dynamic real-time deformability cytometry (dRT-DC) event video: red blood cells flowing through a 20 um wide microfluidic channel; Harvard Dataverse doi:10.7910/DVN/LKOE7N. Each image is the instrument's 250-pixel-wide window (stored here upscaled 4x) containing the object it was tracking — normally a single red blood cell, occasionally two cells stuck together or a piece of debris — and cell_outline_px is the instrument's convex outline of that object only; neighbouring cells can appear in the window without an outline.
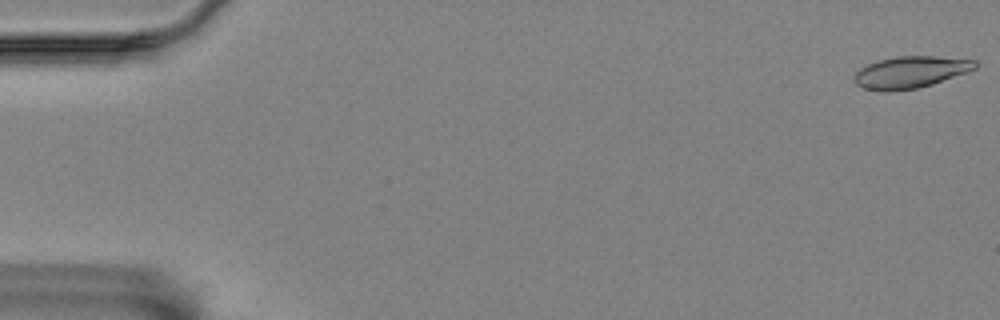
{"species": "Egyptian fruit bat (a non-hibernating species)", "species_latin": "Rousettus aegyptiacus", "temperature_condition": "room temperature", "stored_images_in_passage": 56, "camera_frame_rate_fps": 3000, "um_per_image_px": 0.085, "animal": {"sex": "female"}, "frame": {"image": 1, "passage_image": 1, "time_ms": 0.0, "image_size_px": [1000, 320], "cell_outline_px": [[976, 68], [968, 72], [932, 84], [916, 88], [888, 92], [884, 92], [864, 88], [856, 84], [852, 76], [860, 68], [868, 64], [880, 60], [896, 56], [936, 56], [976, 60]], "centroid_in_image_um": [77.37, 6.14], "position_along_channel_um": 7.6, "area_um2": 22.43}}
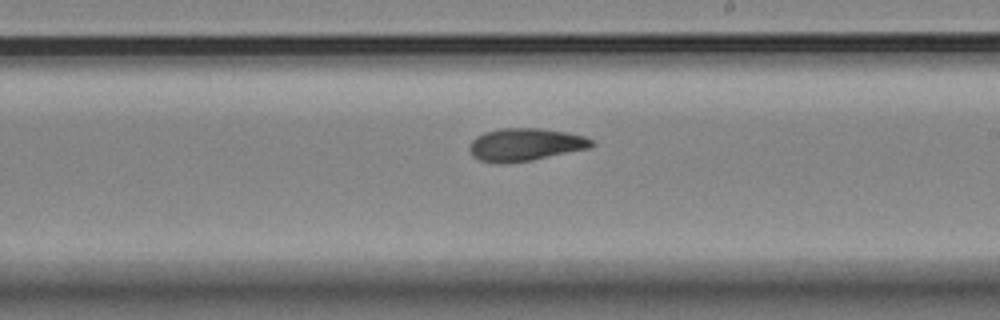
{"frame": {"image": 2, "passage_image": 33, "time_ms": 10.667, "image_size_px": [1000, 320], "cell_outline_px": [[596, 144], [588, 148], [532, 160], [504, 164], [492, 164], [480, 160], [472, 156], [468, 148], [472, 140], [476, 136], [484, 132], [500, 128], [540, 128], [564, 132], [584, 136], [592, 140]], "centroid_in_image_um": [44.58, 12.3], "position_along_channel_um": 244.4, "area_um2": 23.41}}
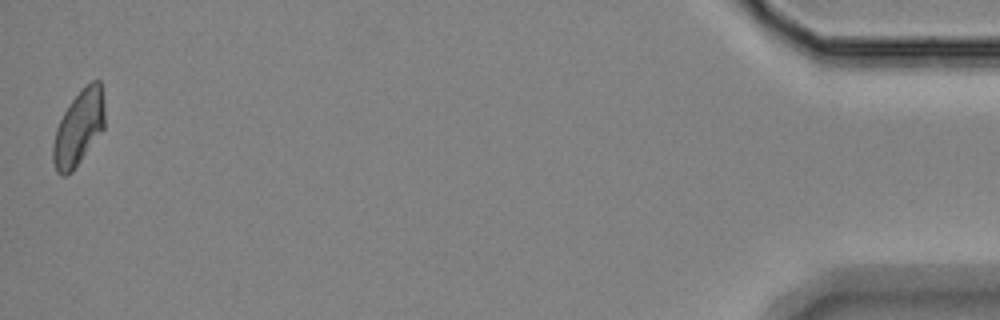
{"frame": {"image": 3, "passage_image": 56, "time_ms": 18.333, "image_size_px": [1000, 320], "cell_outline_px": [[104, 128], [72, 172], [64, 176], [60, 176], [56, 172], [52, 160], [52, 144], [56, 128], [64, 112], [72, 100], [92, 80], [100, 80], [104, 100]], "centroid_in_image_um": [6.67, 10.91], "position_along_channel_um": 428.5, "area_um2": 22.43}, "authors_computed_cell_mechanics": {"area_um2": 22.8888, "velocity_mm_per_s": 3.555, "shape_relaxation_time_tau1_ms": 6.1692, "shape_relaxation_time_tau2_ms": 3.8751, "deformation_change_tau1": 0.1495, "deformation_change_tau2": 0.0885}}